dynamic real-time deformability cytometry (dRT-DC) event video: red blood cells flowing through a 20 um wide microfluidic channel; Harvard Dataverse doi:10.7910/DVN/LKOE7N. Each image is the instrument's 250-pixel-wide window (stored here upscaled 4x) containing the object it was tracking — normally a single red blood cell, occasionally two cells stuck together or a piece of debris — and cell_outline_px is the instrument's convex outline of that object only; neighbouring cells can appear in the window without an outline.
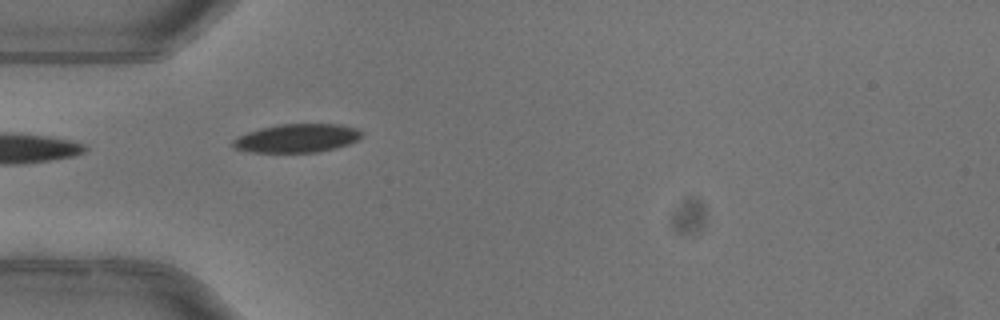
{"species": "common noctule bat (a hibernating species)", "species_latin": "Nyctalus noctula", "temperature_condition": "warm", "stored_images_in_passage": 6, "camera_frame_rate_fps": 3000, "um_per_image_px": 0.085, "animal": {"sex": "female"}, "frame": {"image": 1, "passage_image": 4, "time_ms": 1.0, "image_size_px": [1000, 320], "cell_outline_px": [[364, 132], [356, 140], [348, 144], [316, 152], [252, 152], [236, 148], [232, 144], [232, 140], [236, 136], [260, 128], [280, 124], [340, 124], [356, 128]], "centroid_in_image_um": [25.22, 11.73], "position_along_channel_um": 59.8, "area_um2": 21.21}}